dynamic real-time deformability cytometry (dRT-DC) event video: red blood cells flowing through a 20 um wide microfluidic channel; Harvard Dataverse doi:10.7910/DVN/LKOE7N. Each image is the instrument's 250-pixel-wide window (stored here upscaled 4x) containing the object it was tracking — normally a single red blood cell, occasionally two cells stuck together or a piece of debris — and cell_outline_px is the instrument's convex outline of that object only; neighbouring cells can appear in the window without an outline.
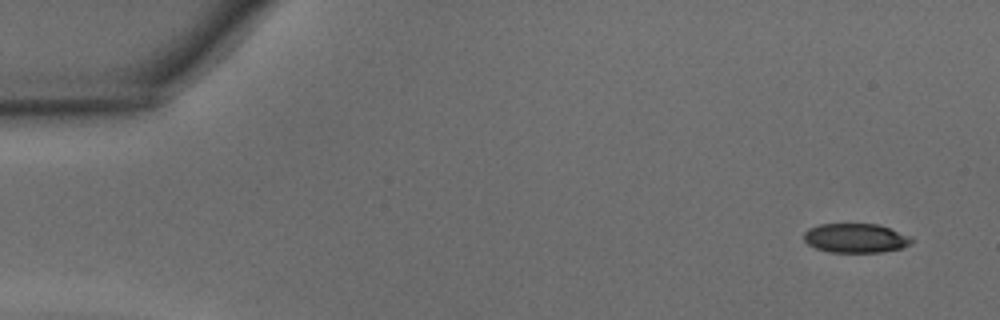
{"species": "common noctule bat (a hibernating species)", "species_latin": "Nyctalus noctula", "temperature_condition": "warm", "stored_images_in_passage": 15, "camera_frame_rate_fps": 3000, "um_per_image_px": 0.085, "animal": {"sex": "male", "body_mass_g": 15.6}, "frame": {"image": 1, "passage_image": 1, "time_ms": 0.0, "image_size_px": [1000, 320], "cell_outline_px": [[912, 244], [900, 248], [880, 252], [828, 252], [816, 248], [808, 244], [804, 240], [804, 232], [808, 228], [820, 224], [880, 224], [908, 236], [912, 240]], "centroid_in_image_um": [72.69, 20.24], "position_along_channel_um": 12.3, "area_um2": 18.26}}
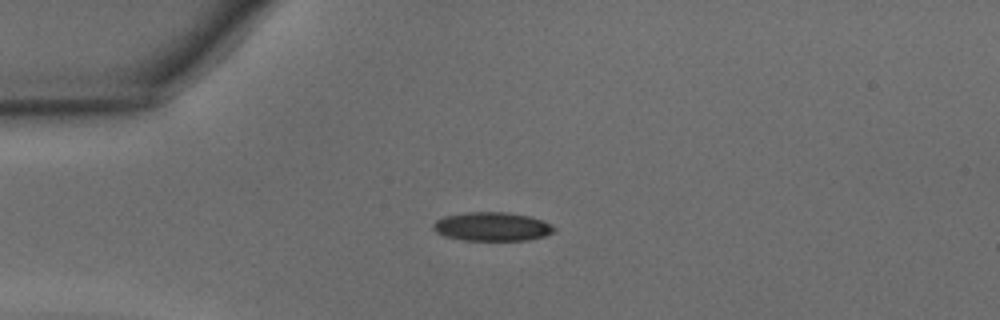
{"frame": {"image": 2, "passage_image": 10, "time_ms": 3.0, "image_size_px": [1000, 320], "cell_outline_px": [[556, 232], [544, 236], [528, 240], [464, 240], [444, 236], [436, 232], [432, 228], [432, 224], [436, 220], [444, 216], [468, 212], [504, 212], [528, 216], [544, 220], [552, 224], [556, 228]], "centroid_in_image_um": [41.85, 19.26], "position_along_channel_um": 43.2, "area_um2": 20.4}}
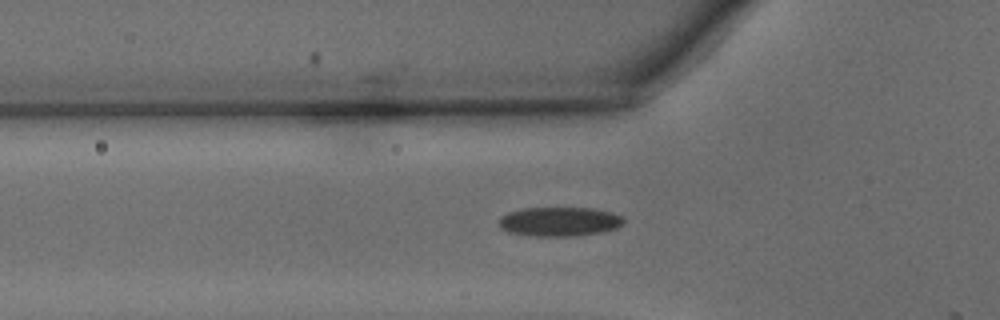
{"frame": {"image": 3, "passage_image": 14, "time_ms": 4.333, "image_size_px": [1000, 320], "cell_outline_px": [[624, 224], [616, 228], [600, 232], [572, 236], [532, 236], [508, 232], [500, 228], [500, 216], [508, 212], [524, 208], [592, 208], [612, 212], [620, 216], [624, 220]], "centroid_in_image_um": [47.53, 18.83], "position_along_channel_um": 78.3, "area_um2": 21.21}}